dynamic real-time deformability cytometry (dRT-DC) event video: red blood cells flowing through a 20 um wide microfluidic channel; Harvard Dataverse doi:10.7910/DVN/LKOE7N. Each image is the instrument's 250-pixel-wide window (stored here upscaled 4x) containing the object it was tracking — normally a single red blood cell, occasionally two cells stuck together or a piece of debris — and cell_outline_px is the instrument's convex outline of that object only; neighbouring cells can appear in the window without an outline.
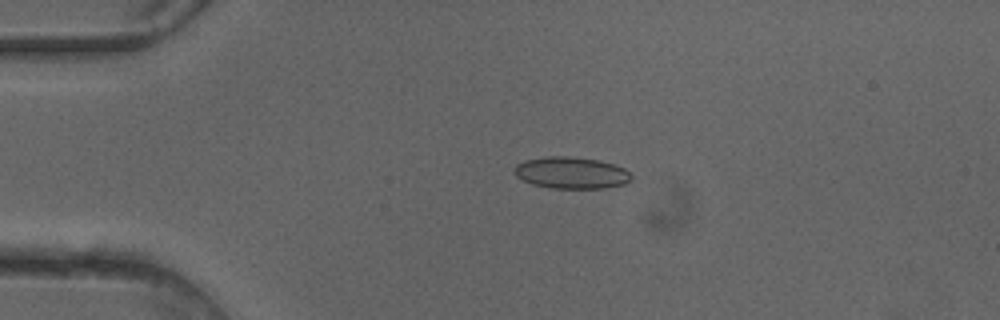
{"species": "common noctule bat (a hibernating species)", "species_latin": "Nyctalus noctula", "temperature_condition": "cold", "stored_images_in_passage": 30, "camera_frame_rate_fps": 3000, "um_per_image_px": 0.085, "animal": {"sex": "female"}, "frame": {"image": 1, "passage_image": 8, "time_ms": 2.333, "image_size_px": [1000, 320], "cell_outline_px": [[632, 180], [624, 184], [604, 188], [548, 188], [532, 184], [516, 176], [512, 168], [516, 164], [524, 160], [548, 156], [568, 156], [600, 160], [624, 168], [632, 176]], "centroid_in_image_um": [48.54, 14.68], "position_along_channel_um": 36.5, "area_um2": 21.73}}
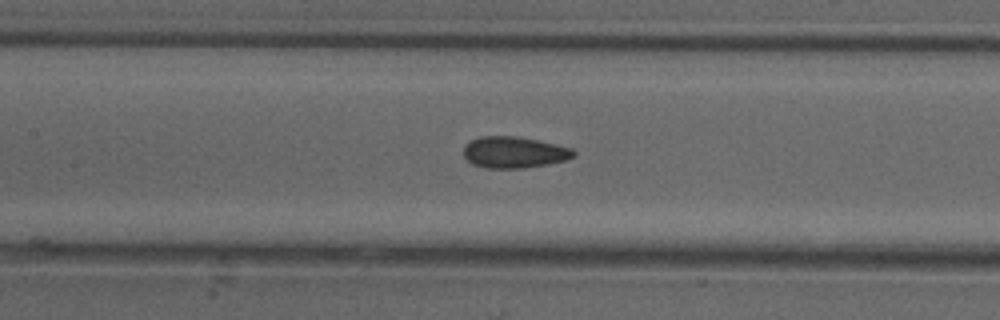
{"frame": {"image": 2, "passage_image": 20, "time_ms": 6.333, "image_size_px": [1000, 320], "cell_outline_px": [[576, 156], [564, 160], [548, 164], [524, 168], [484, 168], [472, 164], [464, 156], [464, 144], [468, 140], [480, 136], [520, 136], [556, 144], [572, 148], [576, 152]], "centroid_in_image_um": [43.68, 12.93], "position_along_channel_um": 163.7, "area_um2": 20.4}}
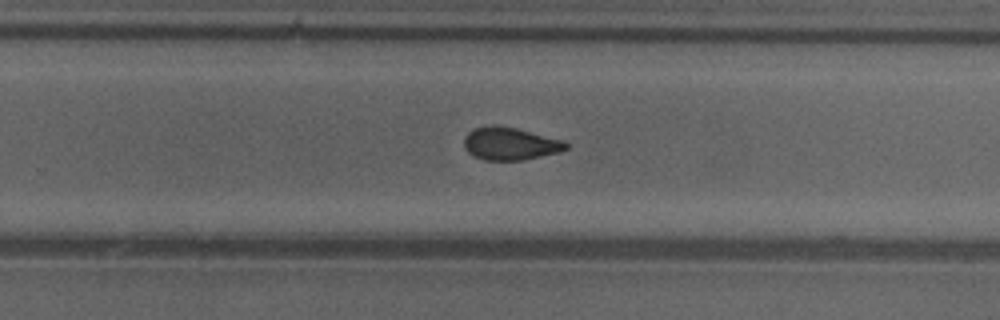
{"frame": {"image": 3, "passage_image": 29, "time_ms": 9.333, "image_size_px": [1000, 320], "cell_outline_px": [[568, 148], [560, 152], [524, 160], [484, 160], [468, 152], [464, 148], [464, 136], [472, 128], [492, 124], [516, 128], [564, 140], [568, 144]], "centroid_in_image_um": [43.35, 12.2], "position_along_channel_um": 286.4, "area_um2": 19.59}}